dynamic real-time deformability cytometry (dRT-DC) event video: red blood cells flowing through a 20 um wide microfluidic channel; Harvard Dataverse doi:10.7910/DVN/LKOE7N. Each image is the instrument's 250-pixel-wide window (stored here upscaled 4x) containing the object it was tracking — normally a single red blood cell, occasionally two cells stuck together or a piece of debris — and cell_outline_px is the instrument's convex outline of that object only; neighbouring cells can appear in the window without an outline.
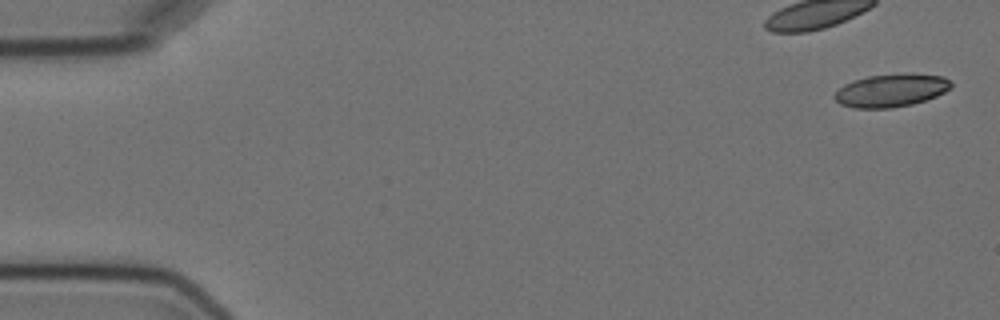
{"species": "Egyptian fruit bat (a non-hibernating species)", "species_latin": "Rousettus aegyptiacus", "temperature_condition": "cold", "stored_images_in_passage": 5, "camera_frame_rate_fps": 3000, "um_per_image_px": 0.085, "animal": {"sex": "female"}, "frame": {"image": 1, "passage_image": 1, "time_ms": 0.0, "image_size_px": [1000, 320], "cell_outline_px": [[952, 88], [936, 96], [912, 104], [892, 108], [852, 108], [840, 104], [832, 96], [844, 84], [868, 76], [912, 72], [944, 76], [952, 84]], "centroid_in_image_um": [75.76, 7.67], "position_along_channel_um": 9.2, "area_um2": 22.54}}
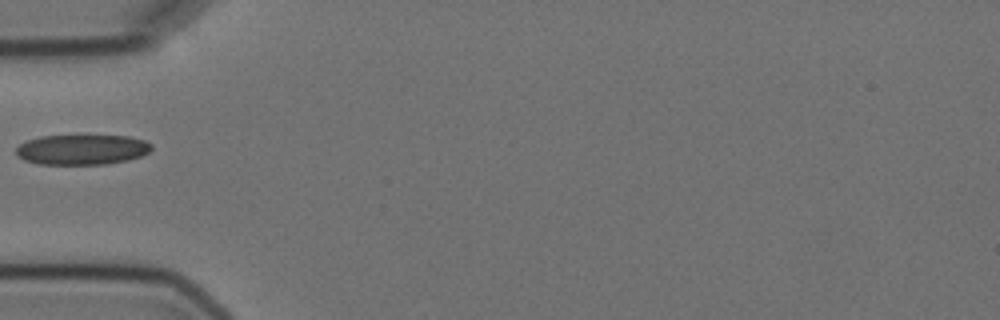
{"frame": {"image": 2, "passage_image": 5, "time_ms": 5.667, "image_size_px": [1000, 320], "cell_outline_px": [[152, 148], [148, 152], [140, 156], [128, 160], [104, 164], [36, 164], [24, 160], [16, 152], [16, 148], [20, 144], [28, 140], [40, 136], [128, 136], [144, 140], [152, 144]], "centroid_in_image_um": [6.97, 12.72], "position_along_channel_um": 78.0, "area_um2": 23.64}}